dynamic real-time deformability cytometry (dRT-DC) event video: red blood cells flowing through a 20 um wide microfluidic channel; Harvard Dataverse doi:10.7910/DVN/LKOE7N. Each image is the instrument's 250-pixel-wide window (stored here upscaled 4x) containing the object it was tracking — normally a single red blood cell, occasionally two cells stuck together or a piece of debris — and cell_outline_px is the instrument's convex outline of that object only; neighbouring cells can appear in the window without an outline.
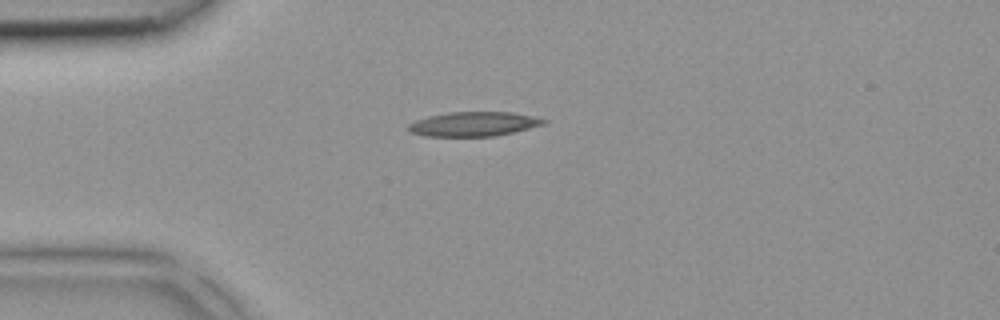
{"species": "common noctule bat (a hibernating species)", "species_latin": "Nyctalus noctula", "temperature_condition": "room temperature", "stored_images_in_passage": 1, "camera_frame_rate_fps": 3000, "um_per_image_px": 0.085, "animal": {"sex": "female", "body_mass_g": 18.4}, "frame": {"image": 1, "passage_image": 1, "time_ms": 0.0, "image_size_px": [1000, 320], "cell_outline_px": [[548, 124], [496, 136], [424, 136], [408, 132], [408, 124], [416, 120], [428, 116], [448, 112], [512, 112], [532, 116], [548, 120]], "centroid_in_image_um": [40.28, 10.54], "position_along_channel_um": 44.7, "area_um2": 19.42}}